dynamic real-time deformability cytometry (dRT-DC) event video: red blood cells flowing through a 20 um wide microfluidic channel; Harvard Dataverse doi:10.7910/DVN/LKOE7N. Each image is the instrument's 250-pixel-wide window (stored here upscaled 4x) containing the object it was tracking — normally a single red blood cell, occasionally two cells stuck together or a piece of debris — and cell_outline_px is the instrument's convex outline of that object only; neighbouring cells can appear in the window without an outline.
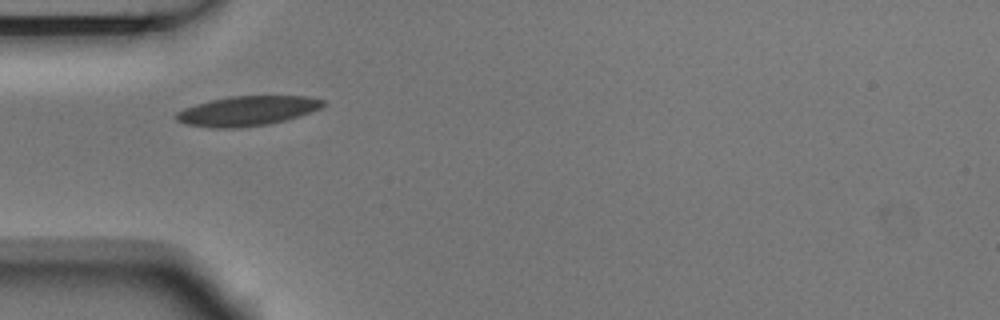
{"species": "Egyptian fruit bat (a non-hibernating species)", "species_latin": "Rousettus aegyptiacus", "temperature_condition": "room temperature", "stored_images_in_passage": 6, "camera_frame_rate_fps": 3000, "um_per_image_px": 0.085, "animal": {"sex": "male"}, "frame": {"image": 1, "passage_image": 5, "time_ms": 1.333, "image_size_px": [1000, 320], "cell_outline_px": [[324, 104], [320, 108], [284, 120], [268, 124], [236, 128], [212, 128], [184, 124], [176, 120], [176, 112], [184, 108], [196, 104], [228, 96], [308, 96], [324, 100]], "centroid_in_image_um": [20.96, 9.43], "position_along_channel_um": 64.0, "area_um2": 25.2}}
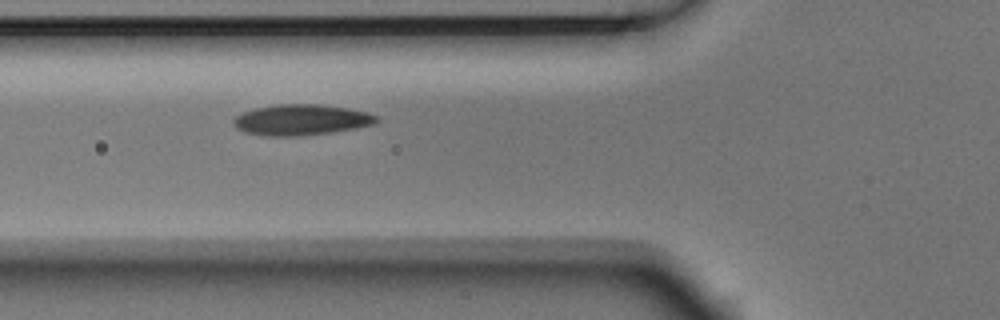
{"frame": {"image": 2, "passage_image": 6, "time_ms": 1.667, "image_size_px": [1000, 320], "cell_outline_px": [[380, 120], [376, 124], [356, 128], [332, 132], [300, 136], [268, 136], [244, 132], [236, 128], [232, 124], [232, 120], [240, 112], [256, 108], [280, 104], [320, 104], [348, 108], [368, 112], [376, 116]], "centroid_in_image_um": [25.6, 10.19], "position_along_channel_um": 100.2, "area_um2": 25.89}}